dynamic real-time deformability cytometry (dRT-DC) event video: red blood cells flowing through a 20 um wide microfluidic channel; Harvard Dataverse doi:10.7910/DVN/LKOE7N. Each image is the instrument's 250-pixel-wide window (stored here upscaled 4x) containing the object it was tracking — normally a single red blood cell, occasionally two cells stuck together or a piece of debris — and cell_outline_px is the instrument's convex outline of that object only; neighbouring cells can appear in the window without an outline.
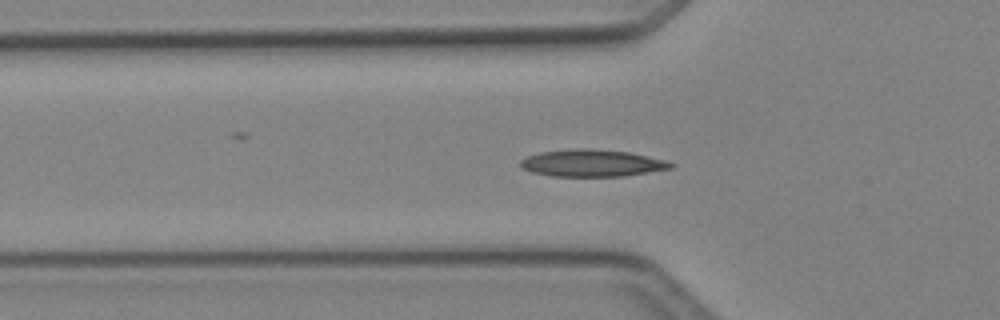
{"species": "Egyptian fruit bat (a non-hibernating species)", "species_latin": "Rousettus aegyptiacus", "temperature_condition": "cold", "stored_images_in_passage": 35, "camera_frame_rate_fps": 3000, "um_per_image_px": 0.085, "animal": {"sex": "female"}, "frame": {"image": 1, "passage_image": 3, "time_ms": 0.667, "image_size_px": [1000, 320], "cell_outline_px": [[676, 164], [672, 168], [624, 176], [552, 176], [532, 172], [520, 168], [520, 160], [528, 156], [540, 152], [572, 148], [592, 148], [628, 152], [664, 160]], "centroid_in_image_um": [50.28, 13.86], "position_along_channel_um": 75.5, "area_um2": 23.7}}
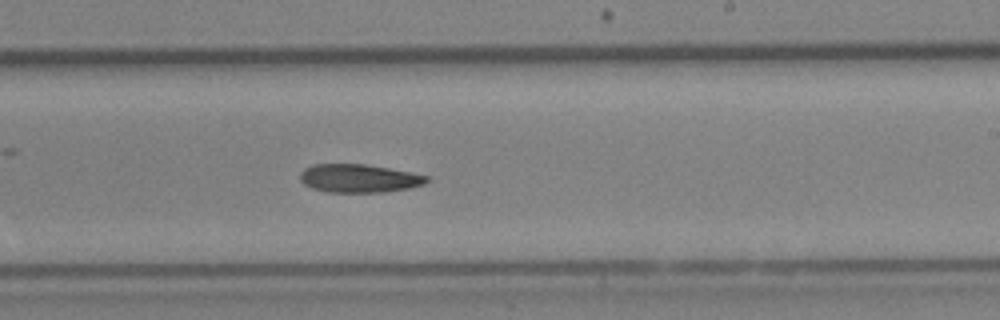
{"frame": {"image": 2, "passage_image": 16, "time_ms": 5.0, "image_size_px": [1000, 320], "cell_outline_px": [[432, 180], [424, 184], [408, 188], [384, 192], [328, 192], [312, 188], [304, 184], [300, 180], [300, 172], [304, 168], [312, 164], [364, 164], [388, 168], [428, 176]], "centroid_in_image_um": [30.5, 15.16], "position_along_channel_um": 258.5, "area_um2": 20.87}}
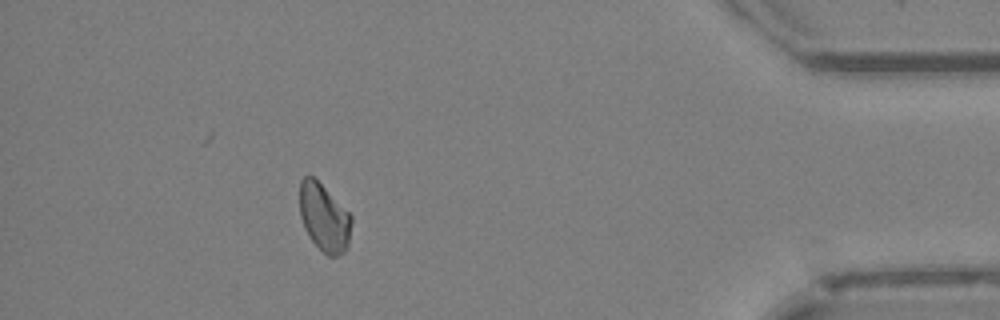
{"frame": {"image": 3, "passage_image": 30, "time_ms": 9.667, "image_size_px": [1000, 320], "cell_outline_px": [[352, 220], [348, 244], [344, 252], [336, 256], [328, 256], [312, 240], [304, 228], [300, 216], [300, 180], [304, 176], [312, 176], [352, 216]], "centroid_in_image_um": [27.54, 18.5], "position_along_channel_um": 407.7, "area_um2": 20.0}}